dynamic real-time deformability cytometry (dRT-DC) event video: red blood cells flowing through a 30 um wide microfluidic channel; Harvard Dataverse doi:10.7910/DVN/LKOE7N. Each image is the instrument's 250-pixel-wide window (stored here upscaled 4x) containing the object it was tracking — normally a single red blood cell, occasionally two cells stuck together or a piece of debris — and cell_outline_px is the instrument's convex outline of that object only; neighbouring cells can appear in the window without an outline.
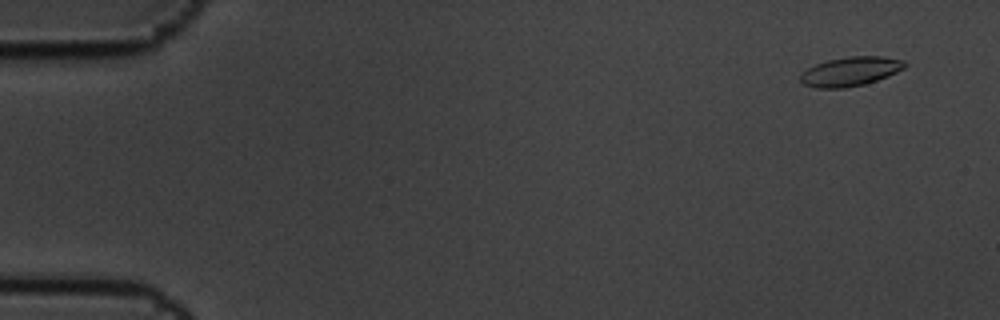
{"species": "common noctule bat (a hibernating species)", "species_latin": "Nyctalus noctula", "temperature_condition": "cold", "stored_images_in_passage": 6, "segment_of_instrument_passage": [2, 2], "camera_frame_rate_fps": 3000, "um_per_image_px": 0.085, "animal": {"sex": "male", "body_mass_g": 19.5, "forearm_length_mm": 54.6}, "frame": {"image": 1, "passage_image": 6, "time_ms": 1.667, "image_size_px": [1000, 320], "cell_outline_px": [[908, 64], [904, 68], [888, 76], [864, 84], [844, 88], [816, 88], [804, 84], [800, 80], [800, 76], [808, 68], [816, 64], [828, 60], [848, 56], [884, 56], [904, 60]], "centroid_in_image_um": [72.31, 6.06], "position_along_channel_um": 12.7, "area_um2": 17.69}}